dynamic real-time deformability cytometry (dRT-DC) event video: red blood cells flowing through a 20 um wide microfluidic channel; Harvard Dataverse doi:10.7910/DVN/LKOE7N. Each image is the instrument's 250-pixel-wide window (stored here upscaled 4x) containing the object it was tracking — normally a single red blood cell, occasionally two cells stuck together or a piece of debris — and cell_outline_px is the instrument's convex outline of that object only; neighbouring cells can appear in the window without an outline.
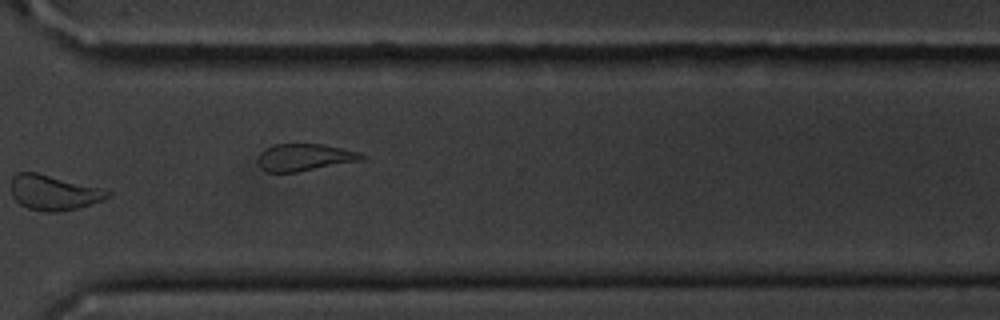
{"species": "common noctule bat (a hibernating species)", "species_latin": "Nyctalus noctula", "temperature_condition": "cold", "stored_images_in_passage": 12, "camera_frame_rate_fps": 3000, "um_per_image_px": 0.085, "animal": {"sex": "male", "body_mass_g": 20.1, "forearm_length_mm": 53.5}, "frame": {"image": 1, "passage_image": 12, "time_ms": 13.667, "image_size_px": [1000, 320], "cell_outline_px": [[364, 160], [296, 172], [268, 172], [260, 168], [256, 160], [260, 152], [276, 144], [320, 144], [360, 152], [364, 156]], "centroid_in_image_um": [25.86, 13.38], "position_along_channel_um": 344.7, "area_um2": 16.3}}